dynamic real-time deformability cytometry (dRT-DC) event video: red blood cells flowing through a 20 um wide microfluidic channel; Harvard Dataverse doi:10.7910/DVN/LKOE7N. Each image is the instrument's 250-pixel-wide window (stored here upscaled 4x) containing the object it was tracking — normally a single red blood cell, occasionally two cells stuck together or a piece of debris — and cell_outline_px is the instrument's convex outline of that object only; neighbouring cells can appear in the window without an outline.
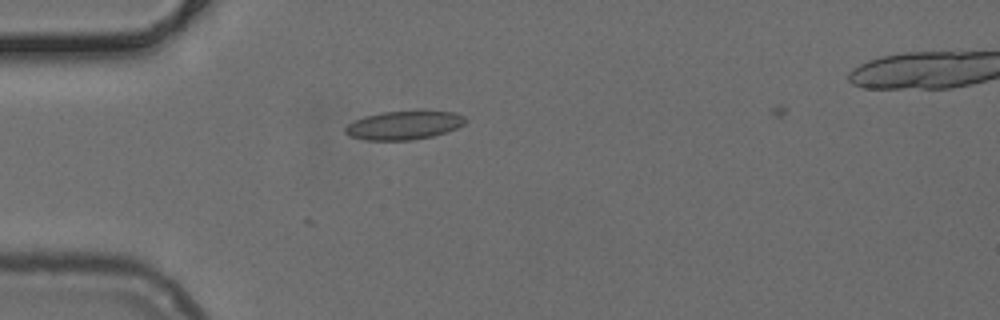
{"species": "common noctule bat (a hibernating species)", "species_latin": "Nyctalus noctula", "temperature_condition": "cold", "stored_images_in_passage": 48, "segment_of_instrument_passage": [1, 2], "camera_frame_rate_fps": 3000, "um_per_image_px": 0.085, "animal": {"sex": "female", "body_mass_g": 24.6, "forearm_length_mm": 56.2}, "frame": {"image": 1, "passage_image": 10, "time_ms": 3.0, "image_size_px": [1000, 320], "cell_outline_px": [[468, 120], [464, 124], [456, 128], [432, 136], [412, 140], [364, 140], [352, 136], [344, 132], [344, 128], [348, 124], [364, 116], [384, 112], [424, 108], [456, 112], [464, 116]], "centroid_in_image_um": [34.4, 10.59], "position_along_channel_um": 50.6, "area_um2": 20.69}}
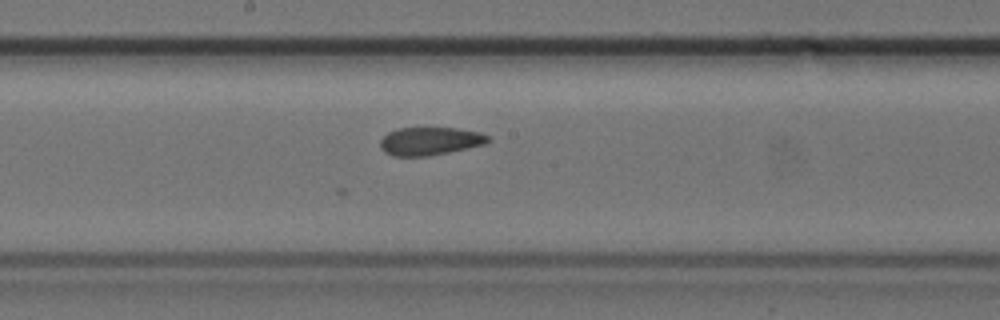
{"frame": {"image": 2, "passage_image": 23, "time_ms": 7.333, "image_size_px": [1000, 320], "cell_outline_px": [[492, 140], [484, 144], [448, 152], [428, 156], [392, 156], [384, 152], [380, 148], [380, 140], [388, 132], [396, 128], [456, 128], [480, 132], [492, 136]], "centroid_in_image_um": [36.55, 11.99], "position_along_channel_um": 211.7, "area_um2": 17.74}}
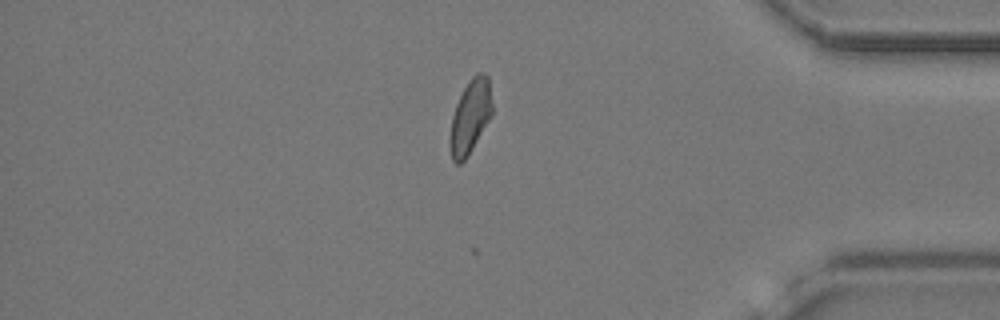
{"frame": {"image": 3, "passage_image": 39, "time_ms": 12.667, "image_size_px": [1000, 320], "cell_outline_px": [[492, 116], [468, 156], [460, 164], [456, 164], [452, 160], [448, 144], [448, 140], [452, 116], [456, 104], [468, 80], [476, 72], [484, 72], [488, 76], [492, 104]], "centroid_in_image_um": [39.96, 9.93], "position_along_channel_um": 395.2, "area_um2": 18.5}}